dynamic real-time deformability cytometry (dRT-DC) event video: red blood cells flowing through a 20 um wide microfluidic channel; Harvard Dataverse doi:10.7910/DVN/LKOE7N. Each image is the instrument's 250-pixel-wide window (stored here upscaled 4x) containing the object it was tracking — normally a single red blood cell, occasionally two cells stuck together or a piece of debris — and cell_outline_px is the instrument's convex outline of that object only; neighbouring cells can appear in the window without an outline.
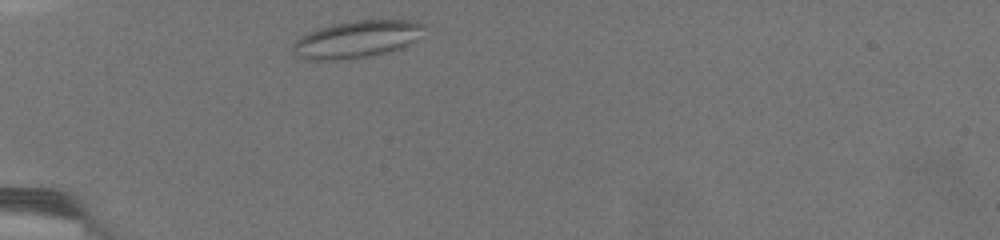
{"species": "common noctule bat (a hibernating species)", "species_latin": "Nyctalus noctula", "temperature_condition": "warm", "stored_images_in_passage": 23, "camera_frame_rate_fps": 3000, "um_per_image_px": 0.085, "animal": {"sex": "female", "body_mass_g": 19.5, "forearm_length_mm": 54.1}, "frame": {"image": 1, "passage_image": 1, "time_ms": 0.0, "image_size_px": [1000, 240], "cell_outline_px": [[424, 24], [412, 40], [400, 48], [368, 56], [336, 60], [304, 60], [292, 52], [292, 44], [300, 36], [308, 32], [320, 28], [336, 24], [356, 20], [408, 20]], "centroid_in_image_um": [30.19, 3.35], "position_along_channel_um": 54.8, "area_um2": 27.63}}
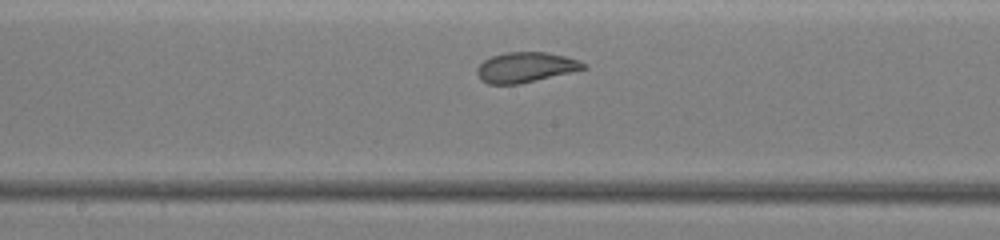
{"frame": {"image": 2, "passage_image": 12, "time_ms": 5.667, "image_size_px": [1000, 240], "cell_outline_px": [[588, 68], [572, 72], [520, 84], [488, 84], [480, 80], [476, 72], [476, 68], [484, 60], [492, 56], [504, 52], [548, 52], [564, 56], [588, 64]], "centroid_in_image_um": [44.66, 5.72], "position_along_channel_um": 203.5, "area_um2": 18.84}}
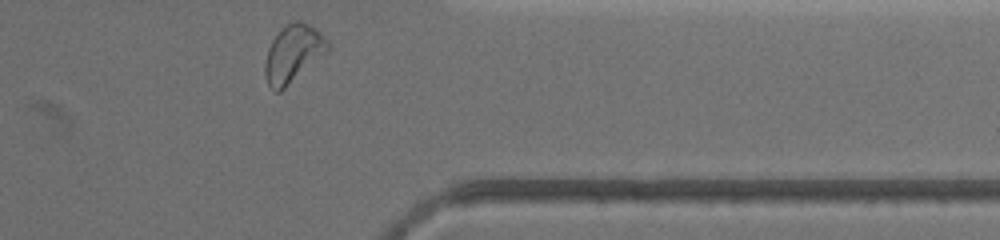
{"frame": {"image": 3, "passage_image": 23, "time_ms": 12.0, "image_size_px": [1000, 240], "cell_outline_px": [[328, 52], [280, 92], [276, 92], [268, 84], [264, 72], [264, 64], [268, 48], [272, 40], [280, 28], [296, 20], [300, 20], [316, 28], [328, 40]], "centroid_in_image_um": [24.91, 4.55], "position_along_channel_um": 386.5, "area_um2": 21.04}, "authors_computed_cell_mechanics": {"area_um2": 19.4786, "velocity_mm_per_s": 2.9829, "shape_relaxation_time_tau1_ms": null, "shape_relaxation_time_tau2_ms": 1.1874, "deformation_change_tau1": null, "deformation_change_tau2": 0.0729}}